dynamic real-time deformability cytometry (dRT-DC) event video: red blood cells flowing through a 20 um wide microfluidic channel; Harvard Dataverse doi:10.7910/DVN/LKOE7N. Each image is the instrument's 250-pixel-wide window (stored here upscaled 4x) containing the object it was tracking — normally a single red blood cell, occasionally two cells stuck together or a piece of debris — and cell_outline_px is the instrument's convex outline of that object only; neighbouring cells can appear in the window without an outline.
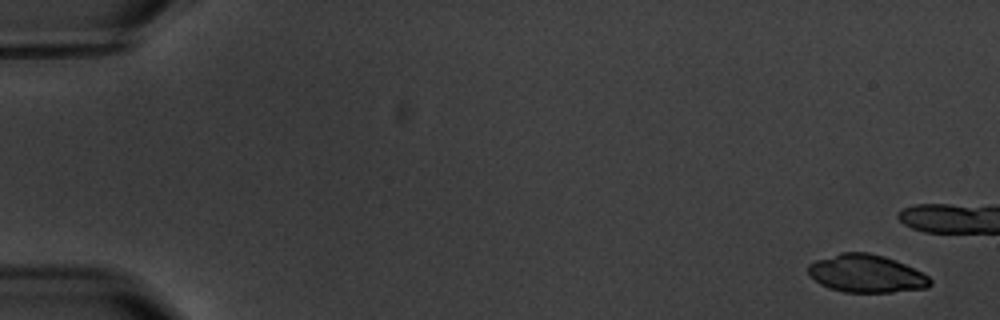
{"species": "common noctule bat (a hibernating species)", "species_latin": "Nyctalus noctula", "temperature_condition": "warm", "stored_images_in_passage": 5, "camera_frame_rate_fps": 3000, "um_per_image_px": 0.085, "animal": {"sex": "male", "body_mass_g": 20.1, "forearm_length_mm": 53.5}, "frame": {"image": 1, "passage_image": 1, "time_ms": 0.0, "image_size_px": [1000, 320], "cell_outline_px": [[932, 284], [928, 288], [892, 292], [844, 292], [828, 288], [820, 284], [808, 272], [808, 264], [816, 260], [840, 252], [868, 252], [884, 256], [896, 260], [928, 276], [932, 280]], "centroid_in_image_um": [73.64, 23.26], "position_along_channel_um": 11.4, "area_um2": 26.88}}